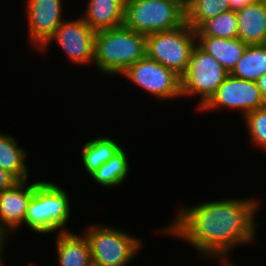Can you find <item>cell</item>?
<instances>
[{
  "label": "cell",
  "instance_id": "cell-27",
  "mask_svg": "<svg viewBox=\"0 0 266 266\" xmlns=\"http://www.w3.org/2000/svg\"><path fill=\"white\" fill-rule=\"evenodd\" d=\"M6 239L4 238V236L0 233V254H2V250L4 248V245L6 243Z\"/></svg>",
  "mask_w": 266,
  "mask_h": 266
},
{
  "label": "cell",
  "instance_id": "cell-28",
  "mask_svg": "<svg viewBox=\"0 0 266 266\" xmlns=\"http://www.w3.org/2000/svg\"><path fill=\"white\" fill-rule=\"evenodd\" d=\"M179 1L186 8L194 0H179Z\"/></svg>",
  "mask_w": 266,
  "mask_h": 266
},
{
  "label": "cell",
  "instance_id": "cell-3",
  "mask_svg": "<svg viewBox=\"0 0 266 266\" xmlns=\"http://www.w3.org/2000/svg\"><path fill=\"white\" fill-rule=\"evenodd\" d=\"M70 204L68 194L61 186L52 181L39 180L28 203L24 224L36 233L65 232L64 227L70 218Z\"/></svg>",
  "mask_w": 266,
  "mask_h": 266
},
{
  "label": "cell",
  "instance_id": "cell-15",
  "mask_svg": "<svg viewBox=\"0 0 266 266\" xmlns=\"http://www.w3.org/2000/svg\"><path fill=\"white\" fill-rule=\"evenodd\" d=\"M56 237L60 266H93L90 244L84 233L79 236L67 230Z\"/></svg>",
  "mask_w": 266,
  "mask_h": 266
},
{
  "label": "cell",
  "instance_id": "cell-5",
  "mask_svg": "<svg viewBox=\"0 0 266 266\" xmlns=\"http://www.w3.org/2000/svg\"><path fill=\"white\" fill-rule=\"evenodd\" d=\"M196 31L186 22L175 29L146 36V55L182 76L197 44Z\"/></svg>",
  "mask_w": 266,
  "mask_h": 266
},
{
  "label": "cell",
  "instance_id": "cell-17",
  "mask_svg": "<svg viewBox=\"0 0 266 266\" xmlns=\"http://www.w3.org/2000/svg\"><path fill=\"white\" fill-rule=\"evenodd\" d=\"M265 73L266 45L251 44L246 47L242 57L229 74L239 79L257 82Z\"/></svg>",
  "mask_w": 266,
  "mask_h": 266
},
{
  "label": "cell",
  "instance_id": "cell-21",
  "mask_svg": "<svg viewBox=\"0 0 266 266\" xmlns=\"http://www.w3.org/2000/svg\"><path fill=\"white\" fill-rule=\"evenodd\" d=\"M196 36H212L235 39L238 36L236 11L228 10L204 21L196 30Z\"/></svg>",
  "mask_w": 266,
  "mask_h": 266
},
{
  "label": "cell",
  "instance_id": "cell-10",
  "mask_svg": "<svg viewBox=\"0 0 266 266\" xmlns=\"http://www.w3.org/2000/svg\"><path fill=\"white\" fill-rule=\"evenodd\" d=\"M266 106L257 82L239 79L230 74L220 84L216 93L199 110L216 108L239 109L243 117L249 112Z\"/></svg>",
  "mask_w": 266,
  "mask_h": 266
},
{
  "label": "cell",
  "instance_id": "cell-25",
  "mask_svg": "<svg viewBox=\"0 0 266 266\" xmlns=\"http://www.w3.org/2000/svg\"><path fill=\"white\" fill-rule=\"evenodd\" d=\"M253 1L254 0H229L230 10L237 11L252 3Z\"/></svg>",
  "mask_w": 266,
  "mask_h": 266
},
{
  "label": "cell",
  "instance_id": "cell-22",
  "mask_svg": "<svg viewBox=\"0 0 266 266\" xmlns=\"http://www.w3.org/2000/svg\"><path fill=\"white\" fill-rule=\"evenodd\" d=\"M228 10L229 0H194L186 7V23L196 30L204 21Z\"/></svg>",
  "mask_w": 266,
  "mask_h": 266
},
{
  "label": "cell",
  "instance_id": "cell-12",
  "mask_svg": "<svg viewBox=\"0 0 266 266\" xmlns=\"http://www.w3.org/2000/svg\"><path fill=\"white\" fill-rule=\"evenodd\" d=\"M19 181L13 187L0 192V233L7 240L8 231L18 229L24 223L28 203L37 187V182Z\"/></svg>",
  "mask_w": 266,
  "mask_h": 266
},
{
  "label": "cell",
  "instance_id": "cell-19",
  "mask_svg": "<svg viewBox=\"0 0 266 266\" xmlns=\"http://www.w3.org/2000/svg\"><path fill=\"white\" fill-rule=\"evenodd\" d=\"M122 147L113 139L98 137L88 141L81 152L82 163L89 175L108 162Z\"/></svg>",
  "mask_w": 266,
  "mask_h": 266
},
{
  "label": "cell",
  "instance_id": "cell-7",
  "mask_svg": "<svg viewBox=\"0 0 266 266\" xmlns=\"http://www.w3.org/2000/svg\"><path fill=\"white\" fill-rule=\"evenodd\" d=\"M229 72L198 44L194 47L186 72L181 76L182 97L201 95L202 108L216 93Z\"/></svg>",
  "mask_w": 266,
  "mask_h": 266
},
{
  "label": "cell",
  "instance_id": "cell-2",
  "mask_svg": "<svg viewBox=\"0 0 266 266\" xmlns=\"http://www.w3.org/2000/svg\"><path fill=\"white\" fill-rule=\"evenodd\" d=\"M146 56V35L126 28L100 30L95 35L94 63L105 74L121 75Z\"/></svg>",
  "mask_w": 266,
  "mask_h": 266
},
{
  "label": "cell",
  "instance_id": "cell-8",
  "mask_svg": "<svg viewBox=\"0 0 266 266\" xmlns=\"http://www.w3.org/2000/svg\"><path fill=\"white\" fill-rule=\"evenodd\" d=\"M121 75L156 98L165 100L182 97L181 76L147 55Z\"/></svg>",
  "mask_w": 266,
  "mask_h": 266
},
{
  "label": "cell",
  "instance_id": "cell-23",
  "mask_svg": "<svg viewBox=\"0 0 266 266\" xmlns=\"http://www.w3.org/2000/svg\"><path fill=\"white\" fill-rule=\"evenodd\" d=\"M244 120L251 142L266 151V106L249 112Z\"/></svg>",
  "mask_w": 266,
  "mask_h": 266
},
{
  "label": "cell",
  "instance_id": "cell-18",
  "mask_svg": "<svg viewBox=\"0 0 266 266\" xmlns=\"http://www.w3.org/2000/svg\"><path fill=\"white\" fill-rule=\"evenodd\" d=\"M26 151L11 135L0 132V168L13 174L19 181L29 179Z\"/></svg>",
  "mask_w": 266,
  "mask_h": 266
},
{
  "label": "cell",
  "instance_id": "cell-29",
  "mask_svg": "<svg viewBox=\"0 0 266 266\" xmlns=\"http://www.w3.org/2000/svg\"><path fill=\"white\" fill-rule=\"evenodd\" d=\"M229 259H227L226 261H220V264L222 263V266H235V265H233V264H230L229 262Z\"/></svg>",
  "mask_w": 266,
  "mask_h": 266
},
{
  "label": "cell",
  "instance_id": "cell-14",
  "mask_svg": "<svg viewBox=\"0 0 266 266\" xmlns=\"http://www.w3.org/2000/svg\"><path fill=\"white\" fill-rule=\"evenodd\" d=\"M126 0H88L82 17L95 32L124 25Z\"/></svg>",
  "mask_w": 266,
  "mask_h": 266
},
{
  "label": "cell",
  "instance_id": "cell-16",
  "mask_svg": "<svg viewBox=\"0 0 266 266\" xmlns=\"http://www.w3.org/2000/svg\"><path fill=\"white\" fill-rule=\"evenodd\" d=\"M197 44L212 55L229 73L242 57L248 44L239 38L226 39L212 36H197Z\"/></svg>",
  "mask_w": 266,
  "mask_h": 266
},
{
  "label": "cell",
  "instance_id": "cell-26",
  "mask_svg": "<svg viewBox=\"0 0 266 266\" xmlns=\"http://www.w3.org/2000/svg\"><path fill=\"white\" fill-rule=\"evenodd\" d=\"M257 84L266 103V73L258 79Z\"/></svg>",
  "mask_w": 266,
  "mask_h": 266
},
{
  "label": "cell",
  "instance_id": "cell-13",
  "mask_svg": "<svg viewBox=\"0 0 266 266\" xmlns=\"http://www.w3.org/2000/svg\"><path fill=\"white\" fill-rule=\"evenodd\" d=\"M238 36L242 42L264 44L266 40V0H254L236 11Z\"/></svg>",
  "mask_w": 266,
  "mask_h": 266
},
{
  "label": "cell",
  "instance_id": "cell-24",
  "mask_svg": "<svg viewBox=\"0 0 266 266\" xmlns=\"http://www.w3.org/2000/svg\"><path fill=\"white\" fill-rule=\"evenodd\" d=\"M19 180L10 172L0 168V192L13 187Z\"/></svg>",
  "mask_w": 266,
  "mask_h": 266
},
{
  "label": "cell",
  "instance_id": "cell-6",
  "mask_svg": "<svg viewBox=\"0 0 266 266\" xmlns=\"http://www.w3.org/2000/svg\"><path fill=\"white\" fill-rule=\"evenodd\" d=\"M90 226L85 230L93 266H126L143 245L139 238L110 226Z\"/></svg>",
  "mask_w": 266,
  "mask_h": 266
},
{
  "label": "cell",
  "instance_id": "cell-4",
  "mask_svg": "<svg viewBox=\"0 0 266 266\" xmlns=\"http://www.w3.org/2000/svg\"><path fill=\"white\" fill-rule=\"evenodd\" d=\"M186 22V8L179 0H126L124 26L149 35L168 31Z\"/></svg>",
  "mask_w": 266,
  "mask_h": 266
},
{
  "label": "cell",
  "instance_id": "cell-1",
  "mask_svg": "<svg viewBox=\"0 0 266 266\" xmlns=\"http://www.w3.org/2000/svg\"><path fill=\"white\" fill-rule=\"evenodd\" d=\"M257 200L224 199L182 207L164 233L187 241L204 256L226 261L237 245L255 240Z\"/></svg>",
  "mask_w": 266,
  "mask_h": 266
},
{
  "label": "cell",
  "instance_id": "cell-30",
  "mask_svg": "<svg viewBox=\"0 0 266 266\" xmlns=\"http://www.w3.org/2000/svg\"><path fill=\"white\" fill-rule=\"evenodd\" d=\"M3 260H2V258H1V254H0V266H4V264H2L3 262H2Z\"/></svg>",
  "mask_w": 266,
  "mask_h": 266
},
{
  "label": "cell",
  "instance_id": "cell-9",
  "mask_svg": "<svg viewBox=\"0 0 266 266\" xmlns=\"http://www.w3.org/2000/svg\"><path fill=\"white\" fill-rule=\"evenodd\" d=\"M95 35L96 32L81 17L64 20L40 50H47L55 40L71 62L87 65L94 62Z\"/></svg>",
  "mask_w": 266,
  "mask_h": 266
},
{
  "label": "cell",
  "instance_id": "cell-11",
  "mask_svg": "<svg viewBox=\"0 0 266 266\" xmlns=\"http://www.w3.org/2000/svg\"><path fill=\"white\" fill-rule=\"evenodd\" d=\"M24 4L31 46L40 49L64 21L62 0H25Z\"/></svg>",
  "mask_w": 266,
  "mask_h": 266
},
{
  "label": "cell",
  "instance_id": "cell-20",
  "mask_svg": "<svg viewBox=\"0 0 266 266\" xmlns=\"http://www.w3.org/2000/svg\"><path fill=\"white\" fill-rule=\"evenodd\" d=\"M129 172V161L126 152L121 148L113 157L101 165L90 176L103 187H116L124 182Z\"/></svg>",
  "mask_w": 266,
  "mask_h": 266
}]
</instances>
